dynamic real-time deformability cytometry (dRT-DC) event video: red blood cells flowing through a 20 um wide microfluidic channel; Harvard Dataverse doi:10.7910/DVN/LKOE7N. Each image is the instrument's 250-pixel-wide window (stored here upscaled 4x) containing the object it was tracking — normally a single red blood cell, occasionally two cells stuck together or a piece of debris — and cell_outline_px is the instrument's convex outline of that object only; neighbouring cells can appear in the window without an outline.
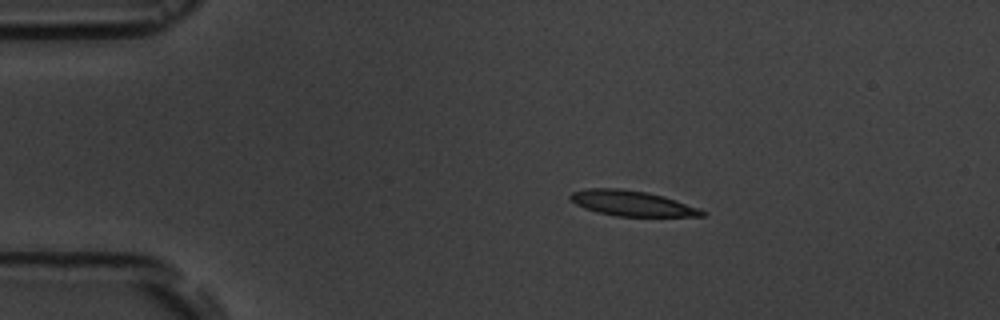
{"species": "common noctule bat (a hibernating species)", "species_latin": "Nyctalus noctula", "temperature_condition": "room temperature", "stored_images_in_passage": 17, "camera_frame_rate_fps": 3000, "um_per_image_px": 0.085, "animal": {"sex": "male", "body_mass_g": 19.5, "forearm_length_mm": 54.6}, "frame": {"image": 1, "passage_image": 4, "time_ms": 3.333, "image_size_px": [1000, 320], "cell_outline_px": [[708, 212], [704, 216], [616, 216], [596, 212], [584, 208], [576, 204], [568, 196], [572, 192], [588, 188], [620, 188], [648, 192], [664, 196], [700, 208]], "centroid_in_image_um": [53.73, 17.28], "position_along_channel_um": 31.3, "area_um2": 19.54}}
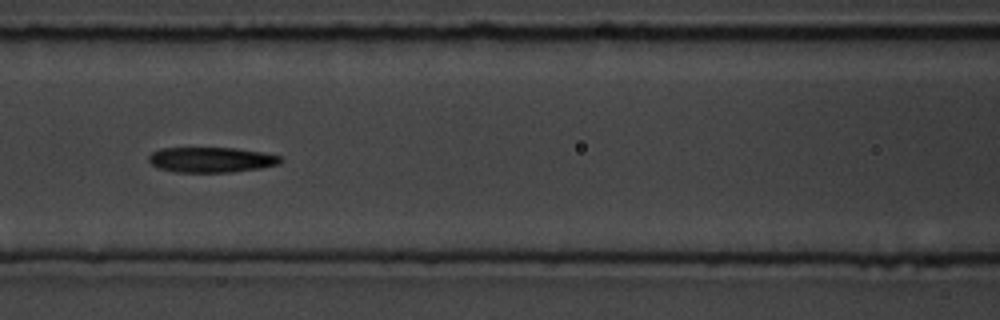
{"frame": {"image": 2, "passage_image": 8, "time_ms": 8.0, "image_size_px": [1000, 320], "cell_outline_px": [[284, 160], [280, 164], [260, 168], [232, 172], [176, 172], [160, 168], [152, 164], [148, 160], [148, 156], [152, 152], [160, 148], [236, 148], [260, 152], [280, 156]], "centroid_in_image_um": [17.97, 13.58], "position_along_channel_um": 148.6, "area_um2": 19.36}}
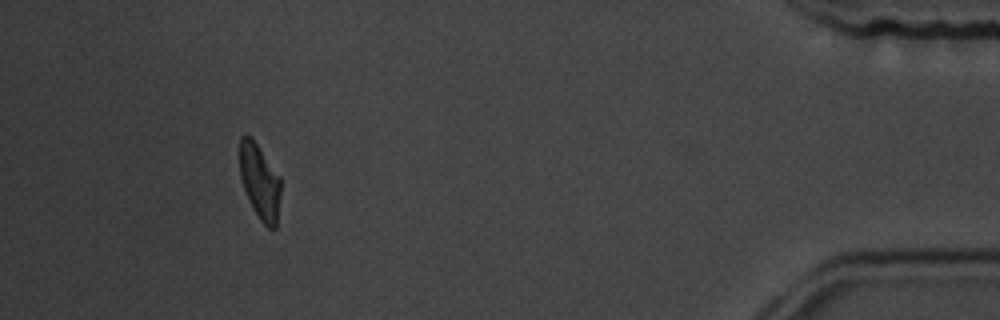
{"frame": {"image": 3, "passage_image": 16, "time_ms": 17.0, "image_size_px": [1000, 320], "cell_outline_px": [[280, 192], [276, 228], [268, 228], [260, 220], [244, 188], [240, 176], [240, 136], [252, 136], [280, 176]], "centroid_in_image_um": [22.09, 15.4], "position_along_channel_um": 413.1, "area_um2": 17.69}, "authors_computed_cell_mechanics": {"area_um2": 19.1896, "velocity_mm_per_s": 3.6382, "shape_relaxation_time_tau1_ms": 4.0226, "shape_relaxation_time_tau2_ms": 4.8464, "deformation_change_tau1": 0.1356, "deformation_change_tau2": 0.1434}}